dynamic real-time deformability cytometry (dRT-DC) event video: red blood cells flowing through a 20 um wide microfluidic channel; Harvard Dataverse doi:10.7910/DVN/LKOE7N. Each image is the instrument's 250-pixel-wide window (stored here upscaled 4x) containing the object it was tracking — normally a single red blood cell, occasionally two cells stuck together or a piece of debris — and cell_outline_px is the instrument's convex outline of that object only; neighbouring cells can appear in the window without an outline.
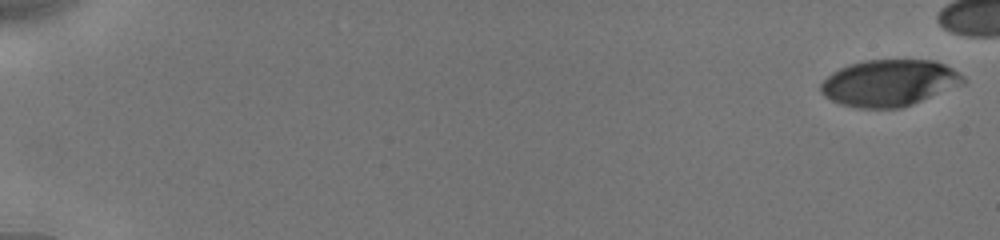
{"species": "human", "species_latin": "Homo sapiens", "temperature_condition": "cold", "stored_images_in_passage": 20, "segment_of_instrument_passage": [1, 2], "camera_frame_rate_fps": 3000, "um_per_image_px": 0.085, "donor": {"sex": "male"}, "frame": {"image": 1, "passage_image": 1, "time_ms": 0.0, "image_size_px": [1000, 240], "cell_outline_px": [[964, 84], [912, 104], [900, 108], [856, 108], [840, 104], [824, 96], [820, 88], [820, 84], [832, 72], [848, 64], [864, 60], [936, 60], [952, 68], [964, 76]], "centroid_in_image_um": [75.58, 7.05], "position_along_channel_um": 9.4, "area_um2": 38.67}}
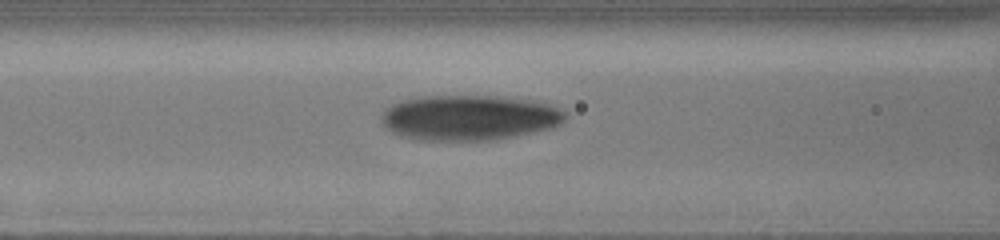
{"frame": {"image": 2, "passage_image": 15, "time_ms": 8.0, "image_size_px": [1000, 240], "cell_outline_px": [[568, 116], [560, 124], [552, 128], [496, 140], [420, 140], [400, 136], [392, 132], [384, 124], [384, 112], [392, 104], [400, 100], [424, 96], [496, 96], [532, 100], [548, 104], [568, 112]], "centroid_in_image_um": [39.94, 10.0], "position_along_channel_um": 126.7, "area_um2": 48.44}}
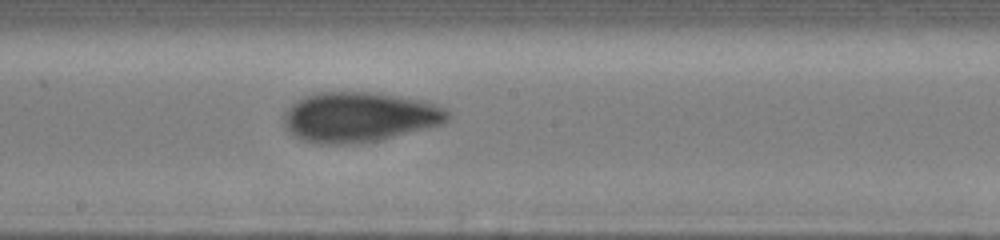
{"frame": {"image": 3, "passage_image": 19, "time_ms": 10.333, "image_size_px": [1000, 240], "cell_outline_px": [[452, 116], [444, 124], [380, 140], [348, 144], [320, 144], [300, 140], [292, 136], [284, 128], [284, 112], [296, 100], [304, 96], [320, 92], [372, 92], [420, 100], [444, 108]], "centroid_in_image_um": [30.5, 9.96], "position_along_channel_um": 217.7, "area_um2": 47.97}}